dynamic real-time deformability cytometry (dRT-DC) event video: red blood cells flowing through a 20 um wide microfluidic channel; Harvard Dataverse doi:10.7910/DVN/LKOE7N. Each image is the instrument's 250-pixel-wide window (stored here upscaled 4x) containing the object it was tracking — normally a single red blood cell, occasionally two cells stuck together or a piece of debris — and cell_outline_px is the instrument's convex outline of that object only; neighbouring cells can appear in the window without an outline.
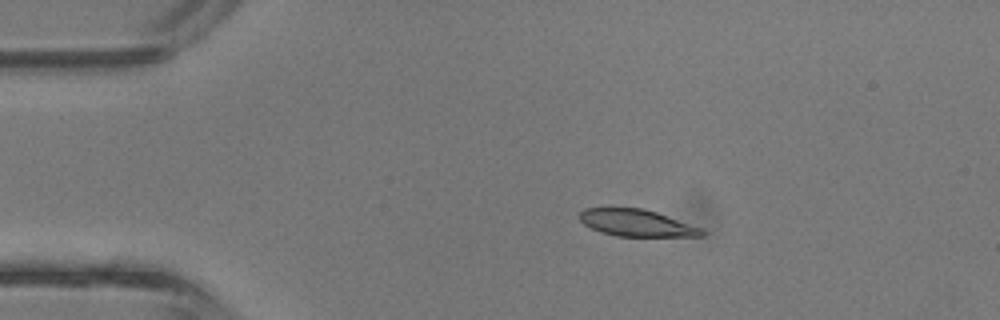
{"species": "common noctule bat (a hibernating species)", "species_latin": "Nyctalus noctula", "temperature_condition": "room temperature", "stored_images_in_passage": 4, "camera_frame_rate_fps": 3000, "um_per_image_px": 0.085, "animal": {"sex": "male", "body_mass_g": 13.3}, "frame": {"image": 1, "passage_image": 3, "time_ms": 0.667, "image_size_px": [1000, 320], "cell_outline_px": [[708, 232], [704, 236], [616, 236], [592, 228], [584, 224], [580, 220], [580, 212], [584, 208], [644, 208], [656, 212], [700, 228]], "centroid_in_image_um": [54.12, 18.95], "position_along_channel_um": 30.9, "area_um2": 18.84}}